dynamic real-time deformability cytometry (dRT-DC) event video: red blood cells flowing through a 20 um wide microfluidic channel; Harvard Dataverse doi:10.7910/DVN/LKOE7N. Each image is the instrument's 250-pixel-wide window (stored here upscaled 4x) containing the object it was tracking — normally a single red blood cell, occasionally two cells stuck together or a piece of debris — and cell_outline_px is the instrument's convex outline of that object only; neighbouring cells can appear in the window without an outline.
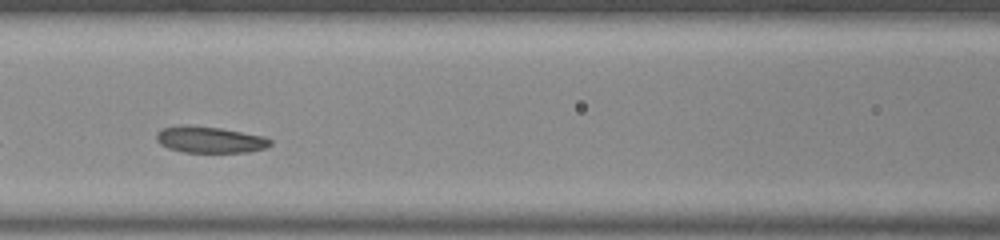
{"species": "common noctule bat (a hibernating species)", "species_latin": "Nyctalus noctula", "temperature_condition": "room temperature", "stored_images_in_passage": 12, "camera_frame_rate_fps": 3000, "um_per_image_px": 0.085, "animal": {"sex": "male", "body_mass_g": 20.0, "forearm_length_mm": 53.3}, "frame": {"image": 1, "passage_image": 12, "time_ms": 3.667, "image_size_px": [1000, 240], "cell_outline_px": [[272, 144], [264, 148], [248, 152], [184, 152], [168, 148], [160, 144], [156, 140], [156, 132], [164, 128], [180, 124], [220, 128], [264, 136], [272, 140]], "centroid_in_image_um": [17.82, 11.87], "position_along_channel_um": 148.8, "area_um2": 17.51}}